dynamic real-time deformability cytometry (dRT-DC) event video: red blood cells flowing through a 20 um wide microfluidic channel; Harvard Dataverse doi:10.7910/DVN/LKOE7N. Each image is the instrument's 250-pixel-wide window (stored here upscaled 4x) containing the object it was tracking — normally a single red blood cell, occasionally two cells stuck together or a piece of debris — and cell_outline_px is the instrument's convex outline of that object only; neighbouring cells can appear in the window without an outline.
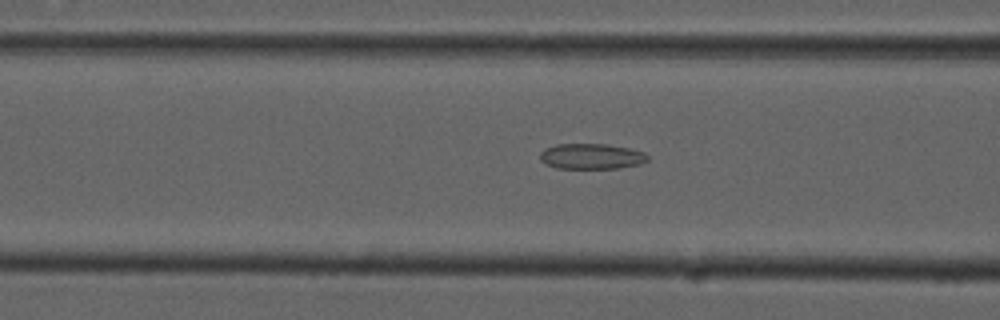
{"species": "common noctule bat (a hibernating species)", "species_latin": "Nyctalus noctula", "temperature_condition": "cold", "stored_images_in_passage": 38, "camera_frame_rate_fps": 3000, "um_per_image_px": 0.085, "animal": {"sex": "male", "forearm_length_mm": 52.5}, "frame": {"image": 1, "passage_image": 5, "time_ms": 1.333, "image_size_px": [1000, 320], "cell_outline_px": [[648, 160], [640, 164], [620, 168], [556, 168], [544, 164], [540, 160], [540, 152], [544, 148], [556, 144], [608, 144], [628, 148], [644, 152], [648, 156]], "centroid_in_image_um": [50.24, 13.29], "position_along_channel_um": 116.4, "area_um2": 16.13}}
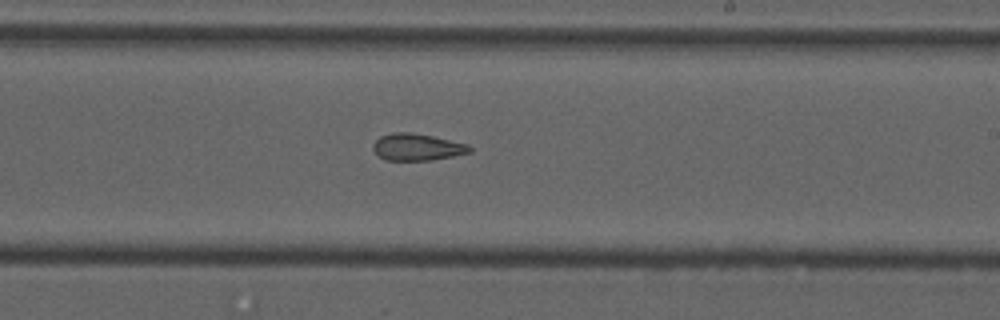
{"frame": {"image": 2, "passage_image": 16, "time_ms": 5.0, "image_size_px": [1000, 320], "cell_outline_px": [[472, 152], [432, 160], [384, 160], [372, 148], [372, 144], [380, 136], [392, 132], [412, 132], [432, 136], [468, 144], [472, 148]], "centroid_in_image_um": [35.45, 12.49], "position_along_channel_um": 253.6, "area_um2": 15.14}}
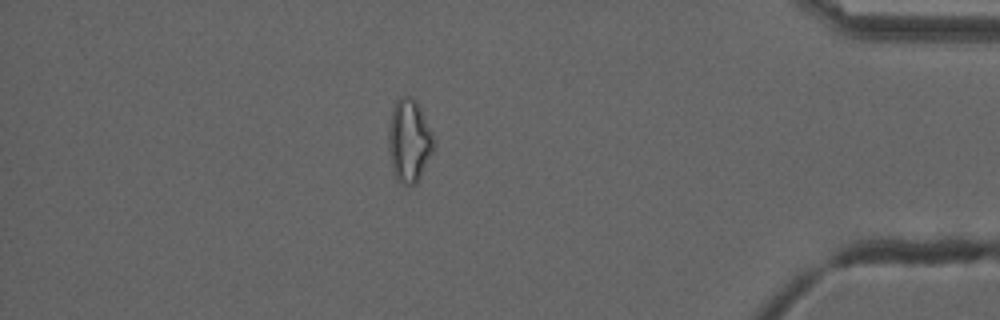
{"frame": {"image": 3, "passage_image": 31, "time_ms": 10.0, "image_size_px": [1000, 320], "cell_outline_px": [[436, 144], [416, 184], [400, 184], [396, 180], [392, 172], [388, 148], [388, 124], [392, 108], [396, 100], [400, 96], [412, 96], [416, 100], [432, 132]], "centroid_in_image_um": [34.75, 11.95], "position_along_channel_um": 400.5, "area_um2": 22.2}, "authors_computed_cell_mechanics": {"area_um2": 16.5308, "velocity_mm_per_s": 3.7386, "shape_relaxation_time_tau1_ms": null, "shape_relaxation_time_tau2_ms": 3.4265, "deformation_change_tau1": null, "deformation_change_tau2": 0.1154}}